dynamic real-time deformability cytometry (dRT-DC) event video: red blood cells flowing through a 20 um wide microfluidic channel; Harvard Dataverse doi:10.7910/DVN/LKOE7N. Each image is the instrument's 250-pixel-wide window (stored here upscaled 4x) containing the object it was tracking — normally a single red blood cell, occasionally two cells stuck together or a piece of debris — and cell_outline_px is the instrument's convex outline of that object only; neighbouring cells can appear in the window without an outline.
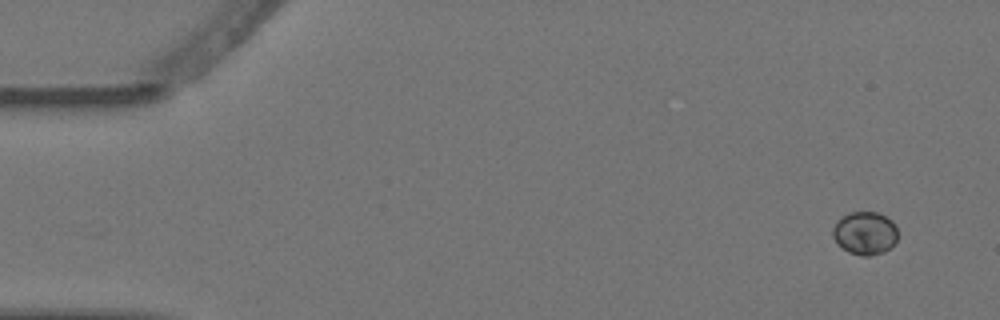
{"species": "Egyptian fruit bat (a non-hibernating species)", "species_latin": "Rousettus aegyptiacus", "temperature_condition": "warm", "stored_images_in_passage": 5, "camera_frame_rate_fps": 3000, "um_per_image_px": 0.085, "animal": {"sex": "female"}, "frame": {"image": 1, "passage_image": 1, "time_ms": 0.0, "image_size_px": [1000, 320], "cell_outline_px": [[896, 240], [884, 252], [868, 256], [860, 256], [848, 252], [836, 244], [832, 236], [832, 228], [836, 220], [848, 212], [876, 212], [892, 220], [896, 224]], "centroid_in_image_um": [73.46, 19.81], "position_along_channel_um": 11.5, "area_um2": 16.47}}